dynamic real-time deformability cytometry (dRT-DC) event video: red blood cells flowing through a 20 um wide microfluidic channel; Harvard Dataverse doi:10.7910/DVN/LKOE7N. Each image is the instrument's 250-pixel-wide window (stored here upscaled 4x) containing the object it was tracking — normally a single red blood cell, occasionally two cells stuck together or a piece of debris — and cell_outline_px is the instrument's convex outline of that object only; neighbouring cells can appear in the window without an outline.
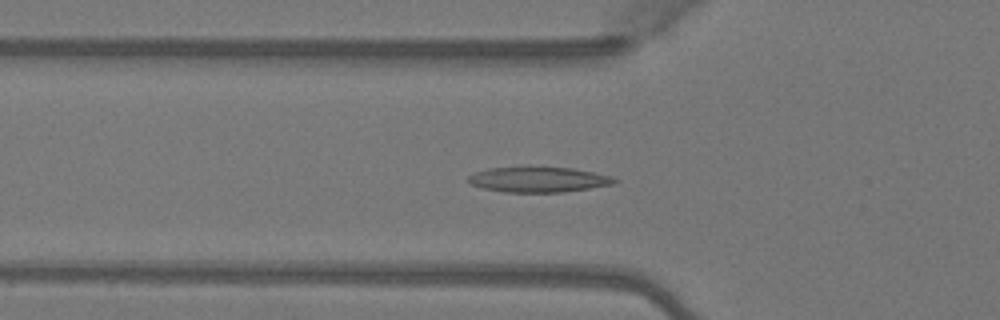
{"species": "Egyptian fruit bat (a non-hibernating species)", "species_latin": "Rousettus aegyptiacus", "temperature_condition": "warm", "stored_images_in_passage": 50, "camera_frame_rate_fps": 3000, "um_per_image_px": 0.085, "animal": {"sex": "female"}, "frame": {"image": 1, "passage_image": 16, "time_ms": 5.0, "image_size_px": [1000, 320], "cell_outline_px": [[620, 180], [616, 184], [564, 192], [504, 192], [484, 188], [472, 184], [468, 180], [468, 176], [476, 172], [488, 168], [572, 168], [612, 176]], "centroid_in_image_um": [45.84, 15.28], "position_along_channel_um": 80.0, "area_um2": 21.21}}
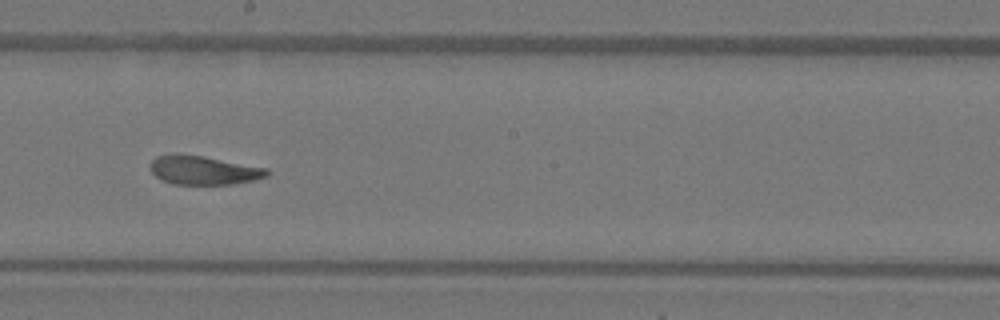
{"frame": {"image": 2, "passage_image": 27, "time_ms": 8.667, "image_size_px": [1000, 320], "cell_outline_px": [[268, 176], [252, 180], [232, 184], [172, 184], [160, 180], [152, 172], [152, 160], [156, 156], [176, 152], [180, 152], [204, 156], [268, 168]], "centroid_in_image_um": [17.27, 14.45], "position_along_channel_um": 230.9, "area_um2": 19.77}}
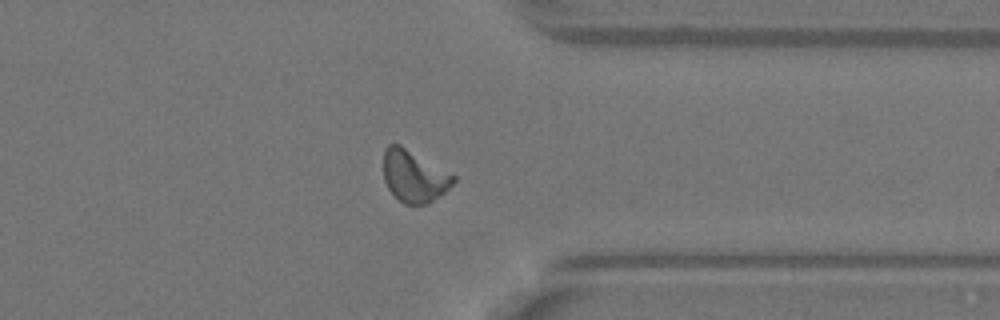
{"frame": {"image": 3, "passage_image": 38, "time_ms": 12.333, "image_size_px": [1000, 320], "cell_outline_px": [[456, 180], [444, 192], [432, 200], [424, 204], [404, 204], [388, 188], [384, 180], [384, 148], [388, 144], [400, 144], [456, 176]], "centroid_in_image_um": [35.18, 14.95], "position_along_channel_um": 376.2, "area_um2": 20.81}, "authors_computed_cell_mechanics": {"area_um2": 20.6346, "velocity_mm_per_s": 4.0952, "shape_relaxation_time_tau1_ms": 4.9121, "shape_relaxation_time_tau2_ms": 1.9687, "deformation_change_tau1": 0.1867, "deformation_change_tau2": 0.0895}}